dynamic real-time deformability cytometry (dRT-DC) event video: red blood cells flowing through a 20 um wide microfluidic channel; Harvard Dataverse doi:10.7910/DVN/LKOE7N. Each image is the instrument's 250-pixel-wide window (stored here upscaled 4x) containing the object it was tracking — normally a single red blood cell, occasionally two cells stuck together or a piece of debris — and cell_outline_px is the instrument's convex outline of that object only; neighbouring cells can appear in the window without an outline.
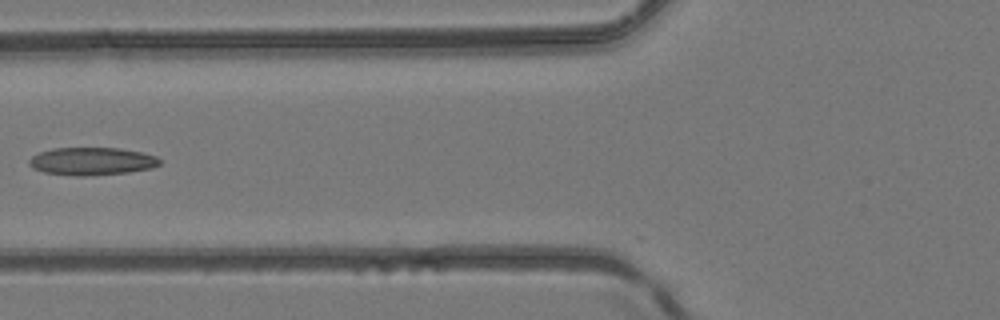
{"species": "common noctule bat (a hibernating species)", "species_latin": "Nyctalus noctula", "temperature_condition": "room temperature", "stored_images_in_passage": 5, "camera_frame_rate_fps": 3000, "um_per_image_px": 0.085, "animal": {"sex": "female", "body_mass_g": 24.6, "forearm_length_mm": 56.2}, "frame": {"image": 1, "passage_image": 5, "time_ms": 1.333, "image_size_px": [1000, 320], "cell_outline_px": [[160, 164], [152, 168], [128, 172], [84, 176], [72, 176], [44, 172], [32, 168], [28, 164], [28, 160], [32, 156], [40, 152], [52, 148], [120, 148], [140, 152], [156, 156], [160, 160]], "centroid_in_image_um": [7.77, 13.71], "position_along_channel_um": 118.0, "area_um2": 21.15}}